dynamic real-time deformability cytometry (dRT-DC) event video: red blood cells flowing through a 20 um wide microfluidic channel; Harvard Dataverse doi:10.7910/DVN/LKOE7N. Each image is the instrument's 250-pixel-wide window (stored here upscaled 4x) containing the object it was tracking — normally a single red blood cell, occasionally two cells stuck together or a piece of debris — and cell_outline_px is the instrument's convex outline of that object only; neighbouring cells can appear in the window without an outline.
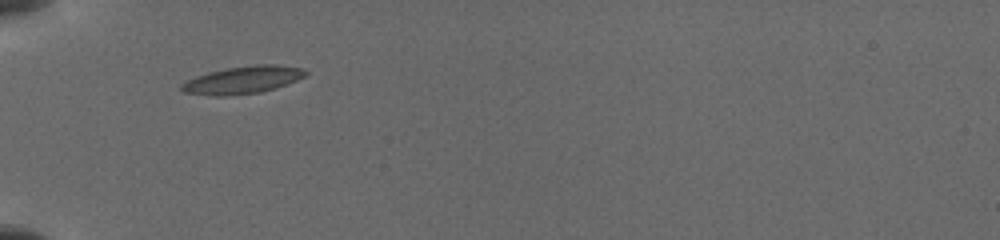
{"species": "common noctule bat (a hibernating species)", "species_latin": "Nyctalus noctula", "temperature_condition": "cold", "stored_images_in_passage": 33, "camera_frame_rate_fps": 3000, "um_per_image_px": 0.085, "animal": {"sex": "female", "body_mass_g": 19.5, "forearm_length_mm": 54.1}, "frame": {"image": 1, "passage_image": 1, "time_ms": 0.0, "image_size_px": [1000, 240], "cell_outline_px": [[308, 72], [304, 76], [296, 80], [276, 88], [260, 92], [228, 96], [212, 96], [184, 92], [180, 88], [180, 84], [196, 76], [208, 72], [228, 68], [256, 64], [276, 64], [300, 68]], "centroid_in_image_um": [20.61, 6.8], "position_along_channel_um": 64.4, "area_um2": 19.77}}
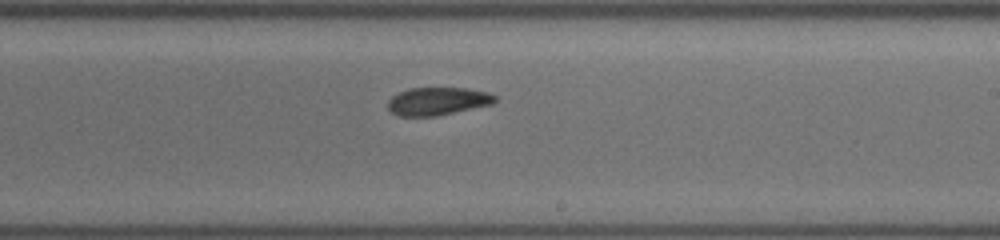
{"frame": {"image": 2, "passage_image": 14, "time_ms": 5.0, "image_size_px": [1000, 240], "cell_outline_px": [[496, 100], [492, 104], [436, 116], [400, 116], [392, 112], [388, 108], [388, 100], [392, 96], [408, 88], [468, 88], [488, 92], [496, 96]], "centroid_in_image_um": [37.2, 8.6], "position_along_channel_um": 251.8, "area_um2": 17.34}}
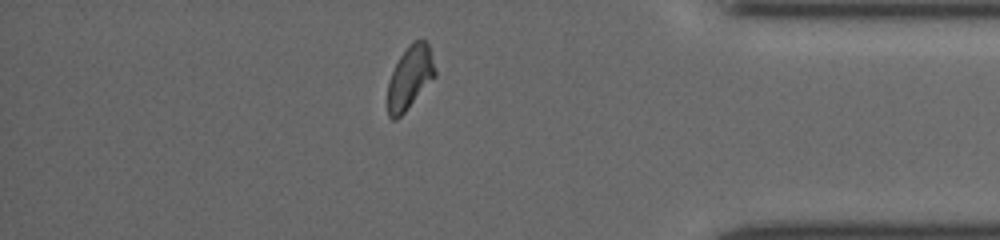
{"frame": {"image": 3, "passage_image": 27, "time_ms": 9.333, "image_size_px": [1000, 240], "cell_outline_px": [[436, 76], [404, 112], [396, 120], [392, 120], [388, 116], [388, 80], [400, 56], [412, 40], [424, 40], [428, 44], [436, 72]], "centroid_in_image_um": [34.83, 6.59], "position_along_channel_um": 400.4, "area_um2": 17.22}}